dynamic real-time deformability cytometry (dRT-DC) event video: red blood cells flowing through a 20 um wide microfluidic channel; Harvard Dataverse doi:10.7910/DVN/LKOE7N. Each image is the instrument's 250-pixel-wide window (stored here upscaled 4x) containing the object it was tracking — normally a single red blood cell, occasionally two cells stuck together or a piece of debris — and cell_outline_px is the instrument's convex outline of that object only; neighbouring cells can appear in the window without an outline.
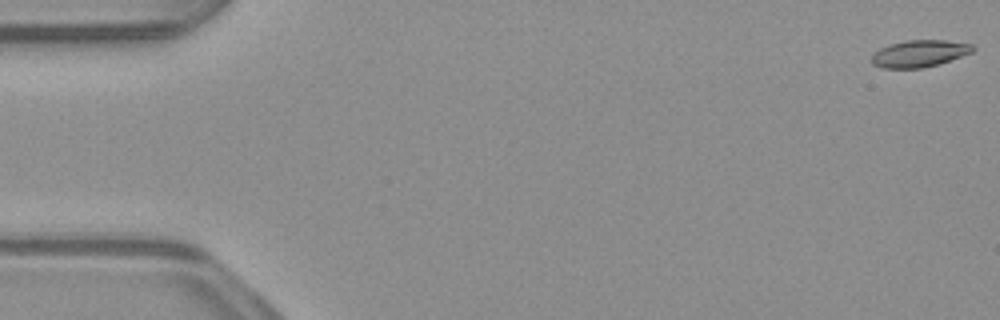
{"species": "common noctule bat (a hibernating species)", "species_latin": "Nyctalus noctula", "temperature_condition": "warm", "stored_images_in_passage": 53, "camera_frame_rate_fps": 3000, "um_per_image_px": 0.085, "animal": {"sex": "male", "body_mass_g": 23.1, "forearm_length_mm": 52.7}, "frame": {"image": 1, "passage_image": 1, "time_ms": 0.0, "image_size_px": [1000, 320], "cell_outline_px": [[976, 48], [972, 52], [940, 64], [920, 68], [884, 68], [872, 64], [872, 56], [880, 48], [888, 44], [904, 40], [944, 40], [972, 44]], "centroid_in_image_um": [78.16, 4.54], "position_along_channel_um": 6.8, "area_um2": 15.9}}
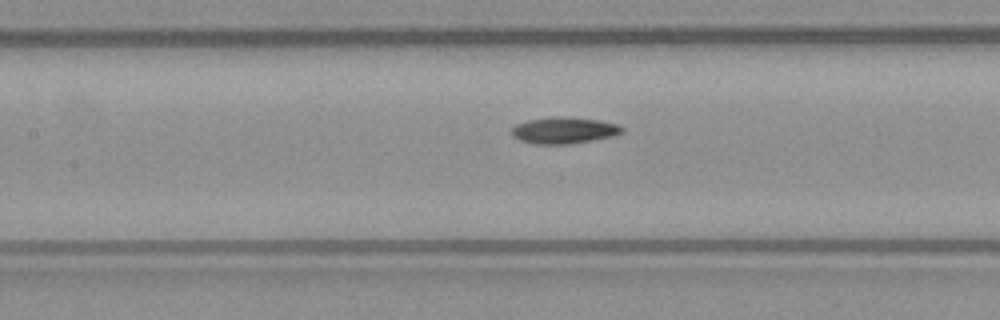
{"frame": {"image": 2, "passage_image": 24, "time_ms": 7.667, "image_size_px": [1000, 320], "cell_outline_px": [[624, 132], [616, 136], [568, 144], [532, 144], [520, 140], [512, 136], [512, 128], [516, 124], [528, 120], [556, 116], [560, 116], [600, 120], [620, 124], [624, 128]], "centroid_in_image_um": [47.98, 11.08], "position_along_channel_um": 159.4, "area_um2": 17.22}}
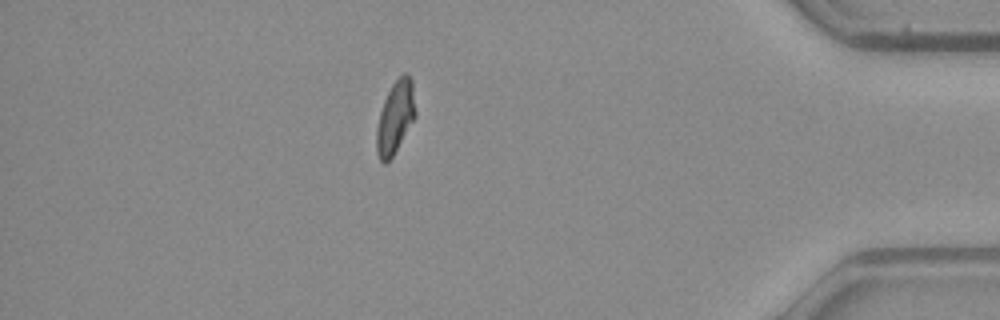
{"frame": {"image": 3, "passage_image": 46, "time_ms": 15.0, "image_size_px": [1000, 320], "cell_outline_px": [[416, 116], [392, 156], [384, 164], [380, 160], [376, 152], [376, 128], [380, 112], [384, 100], [392, 84], [404, 72], [408, 72], [412, 80], [416, 112]], "centroid_in_image_um": [33.6, 9.94], "position_along_channel_um": 401.6, "area_um2": 16.36}, "authors_computed_cell_mechanics": {"area_um2": 16.473, "velocity_mm_per_s": 3.9346, "shape_relaxation_time_tau1_ms": 7.2917, "shape_relaxation_time_tau2_ms": 4.3831, "deformation_change_tau1": 0.1828, "deformation_change_tau2": 0.0981}}